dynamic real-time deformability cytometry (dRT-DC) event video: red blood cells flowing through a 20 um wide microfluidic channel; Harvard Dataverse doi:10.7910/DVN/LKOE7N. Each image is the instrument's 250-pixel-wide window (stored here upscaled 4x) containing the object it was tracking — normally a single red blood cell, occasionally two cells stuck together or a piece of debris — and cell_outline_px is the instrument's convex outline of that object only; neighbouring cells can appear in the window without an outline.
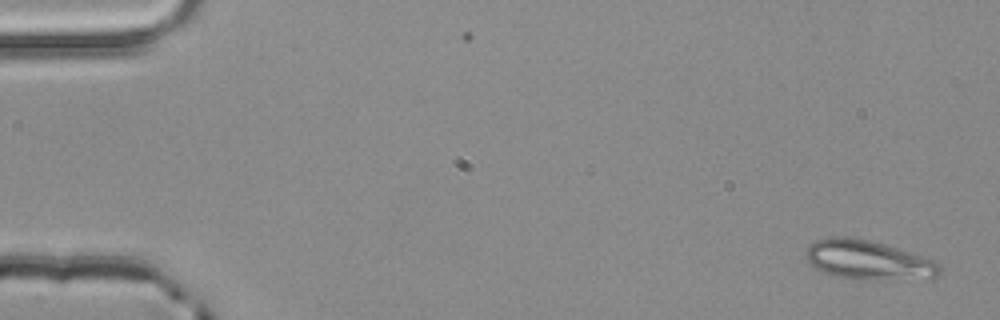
{"species": "common noctule bat (a hibernating species)", "species_latin": "Nyctalus noctula", "temperature_condition": "room temperature", "stored_images_in_passage": 4, "camera_frame_rate_fps": 3000, "um_per_image_px": 0.085, "animal": {"sex": "male", "body_mass_g": 20.4}, "frame": {"image": 1, "passage_image": 1, "time_ms": 0.0, "image_size_px": [1000, 320], "cell_outline_px": [[940, 276], [932, 280], [852, 280], [832, 276], [816, 268], [804, 260], [804, 252], [816, 240], [832, 236], [848, 236], [868, 240], [884, 244], [928, 256], [936, 260], [940, 264]], "centroid_in_image_um": [73.88, 22.14], "position_along_channel_um": 11.1, "area_um2": 31.96}}